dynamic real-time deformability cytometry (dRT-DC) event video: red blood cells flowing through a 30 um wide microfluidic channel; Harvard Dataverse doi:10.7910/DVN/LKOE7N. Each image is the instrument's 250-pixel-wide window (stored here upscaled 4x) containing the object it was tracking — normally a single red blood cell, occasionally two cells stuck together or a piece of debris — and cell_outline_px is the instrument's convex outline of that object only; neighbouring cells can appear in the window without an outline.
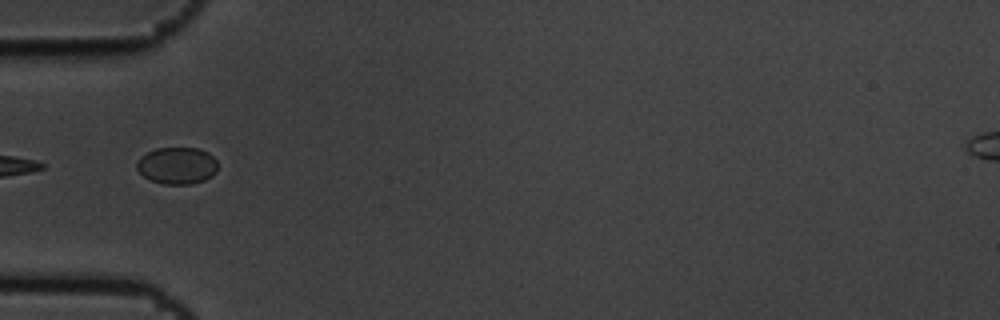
{"species": "common noctule bat (a hibernating species)", "species_latin": "Nyctalus noctula", "temperature_condition": "cold", "stored_images_in_passage": 9, "camera_frame_rate_fps": 3000, "um_per_image_px": 0.085, "animal": {"sex": "male", "body_mass_g": 19.5, "forearm_length_mm": 54.6}, "frame": {"image": 1, "passage_image": 6, "time_ms": 1.667, "image_size_px": [1000, 320], "cell_outline_px": [[216, 172], [212, 176], [204, 180], [192, 184], [164, 184], [152, 180], [144, 176], [136, 168], [136, 160], [140, 156], [156, 148], [196, 148], [208, 152], [216, 160]], "centroid_in_image_um": [15.04, 14.07], "position_along_channel_um": 70.0, "area_um2": 17.4}}
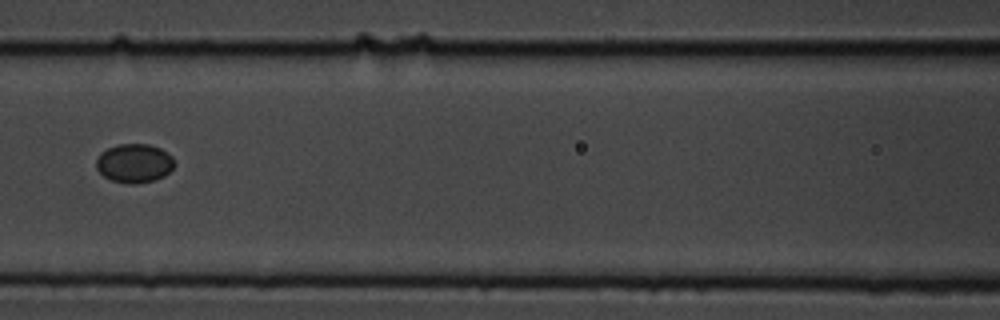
{"frame": {"image": 2, "passage_image": 8, "time_ms": 2.333, "image_size_px": [1000, 320], "cell_outline_px": [[176, 164], [164, 176], [152, 180], [132, 184], [128, 184], [112, 180], [104, 176], [96, 168], [96, 160], [100, 152], [108, 148], [120, 144], [148, 144], [160, 148], [172, 156]], "centroid_in_image_um": [11.41, 13.86], "position_along_channel_um": 155.2, "area_um2": 17.63}}
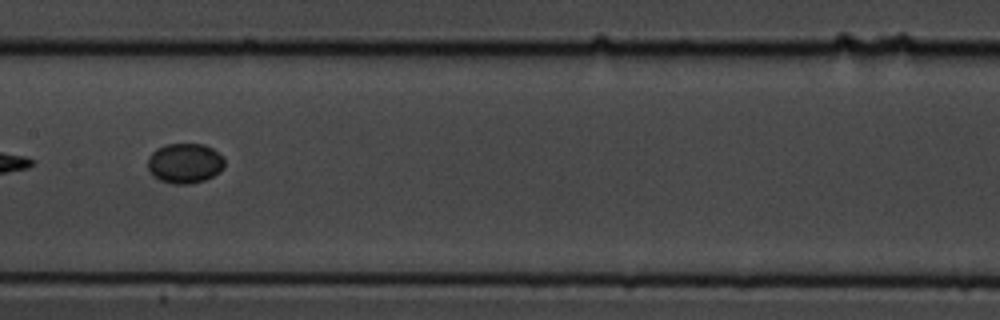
{"frame": {"image": 3, "passage_image": 9, "time_ms": 2.667, "image_size_px": [1000, 320], "cell_outline_px": [[224, 168], [220, 172], [204, 180], [188, 184], [176, 184], [160, 180], [152, 176], [148, 172], [148, 156], [156, 148], [168, 144], [204, 144], [212, 148], [224, 160]], "centroid_in_image_um": [15.68, 13.88], "position_along_channel_um": 191.7, "area_um2": 17.92}}